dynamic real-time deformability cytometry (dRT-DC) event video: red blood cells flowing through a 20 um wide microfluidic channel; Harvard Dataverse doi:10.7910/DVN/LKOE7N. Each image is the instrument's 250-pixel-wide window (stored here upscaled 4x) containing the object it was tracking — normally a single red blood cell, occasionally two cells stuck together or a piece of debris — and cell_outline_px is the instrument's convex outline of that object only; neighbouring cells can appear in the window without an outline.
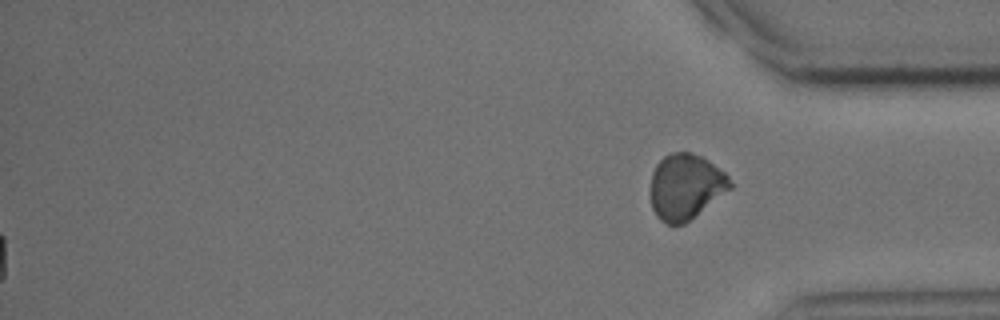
{"species": "common noctule bat (a hibernating species)", "species_latin": "Nyctalus noctula", "temperature_condition": "cold", "stored_images_in_passage": 52, "segment_of_instrument_passage": [2, 2], "camera_frame_rate_fps": 3000, "um_per_image_px": 0.085, "animal": {"sex": "male", "body_mass_g": 15.6}, "frame": {"image": 1, "passage_image": 52, "time_ms": 17.0, "image_size_px": [1000, 320], "cell_outline_px": [[732, 188], [684, 224], [668, 224], [660, 220], [656, 216], [652, 208], [652, 172], [656, 164], [664, 156], [672, 152], [692, 152], [708, 160], [724, 172], [728, 176], [732, 184]], "centroid_in_image_um": [58.29, 15.86], "position_along_channel_um": 376.9, "area_um2": 30.17}}